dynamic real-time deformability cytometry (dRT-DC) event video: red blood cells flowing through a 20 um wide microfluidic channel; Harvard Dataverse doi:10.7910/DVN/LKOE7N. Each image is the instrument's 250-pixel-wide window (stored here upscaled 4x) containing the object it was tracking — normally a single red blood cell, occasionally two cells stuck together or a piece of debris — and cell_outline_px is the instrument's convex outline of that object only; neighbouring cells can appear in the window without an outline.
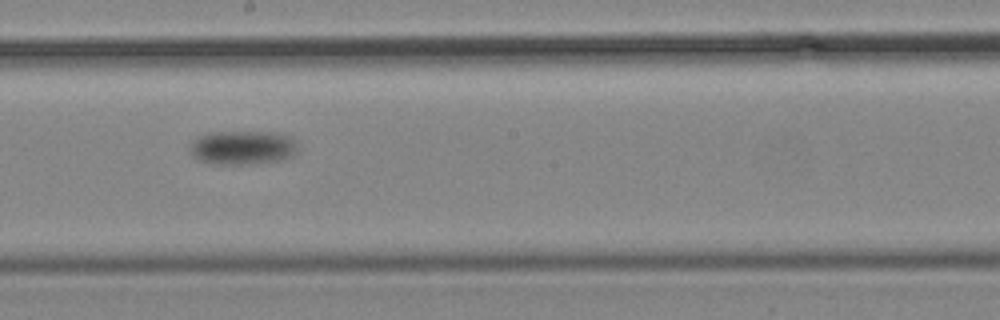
{"species": "common noctule bat (a hibernating species)", "species_latin": "Nyctalus noctula", "temperature_condition": "cold", "stored_images_in_passage": 10, "camera_frame_rate_fps": 3000, "um_per_image_px": 0.085, "animal": {"sex": "male", "body_mass_g": 19.2, "forearm_length_mm": 51.8}, "frame": {"image": 1, "passage_image": 9, "time_ms": 9.333, "image_size_px": [1000, 320], "cell_outline_px": [[300, 148], [292, 156], [284, 160], [248, 164], [216, 164], [196, 160], [192, 156], [188, 148], [192, 140], [208, 132], [280, 132], [292, 136], [296, 140]], "centroid_in_image_um": [20.66, 12.54], "position_along_channel_um": 227.5, "area_um2": 22.02}}
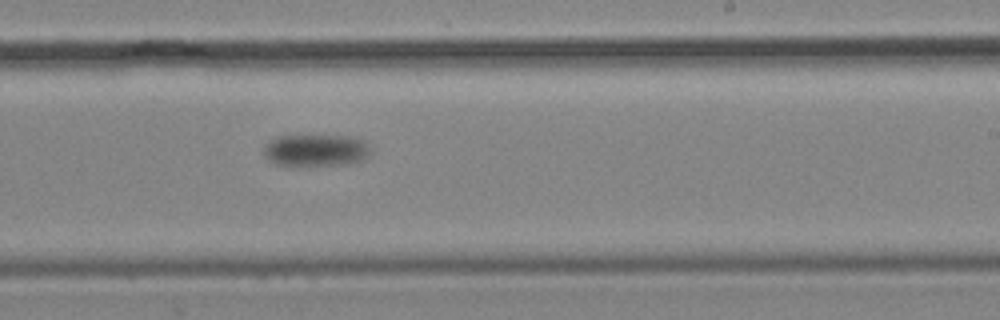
{"frame": {"image": 2, "passage_image": 10, "time_ms": 10.667, "image_size_px": [1000, 320], "cell_outline_px": [[368, 152], [364, 160], [348, 164], [276, 164], [268, 160], [264, 156], [264, 144], [268, 140], [276, 136], [352, 136], [364, 140], [368, 144]], "centroid_in_image_um": [26.82, 12.75], "position_along_channel_um": 262.2, "area_um2": 19.65}}